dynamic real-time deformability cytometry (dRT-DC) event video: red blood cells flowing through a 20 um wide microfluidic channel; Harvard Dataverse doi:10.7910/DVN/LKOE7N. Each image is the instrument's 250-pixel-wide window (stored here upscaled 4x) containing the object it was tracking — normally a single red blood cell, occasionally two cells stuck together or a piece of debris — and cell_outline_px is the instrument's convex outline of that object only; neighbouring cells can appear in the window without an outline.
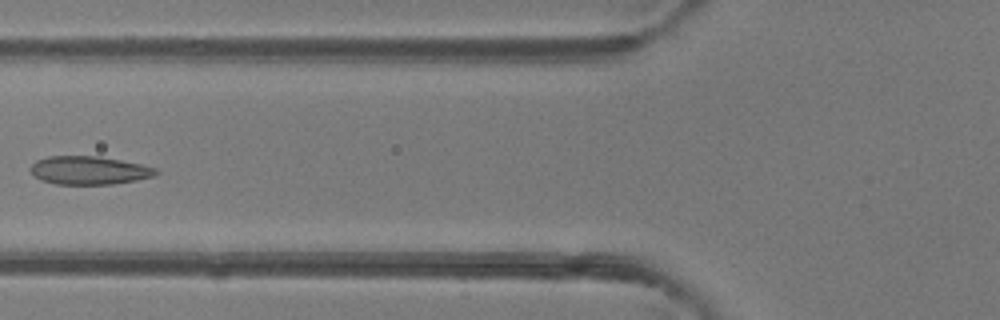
{"species": "common noctule bat (a hibernating species)", "species_latin": "Nyctalus noctula", "temperature_condition": "room temperature", "stored_images_in_passage": 6, "camera_frame_rate_fps": 3000, "um_per_image_px": 0.085, "animal": {"sex": "female"}, "frame": {"image": 1, "passage_image": 6, "time_ms": 6.667, "image_size_px": [1000, 320], "cell_outline_px": [[160, 172], [152, 176], [136, 180], [112, 184], [56, 184], [40, 180], [28, 168], [36, 160], [48, 156], [100, 156], [140, 164], [156, 168]], "centroid_in_image_um": [7.55, 14.47], "position_along_channel_um": 118.3, "area_um2": 20.63}}